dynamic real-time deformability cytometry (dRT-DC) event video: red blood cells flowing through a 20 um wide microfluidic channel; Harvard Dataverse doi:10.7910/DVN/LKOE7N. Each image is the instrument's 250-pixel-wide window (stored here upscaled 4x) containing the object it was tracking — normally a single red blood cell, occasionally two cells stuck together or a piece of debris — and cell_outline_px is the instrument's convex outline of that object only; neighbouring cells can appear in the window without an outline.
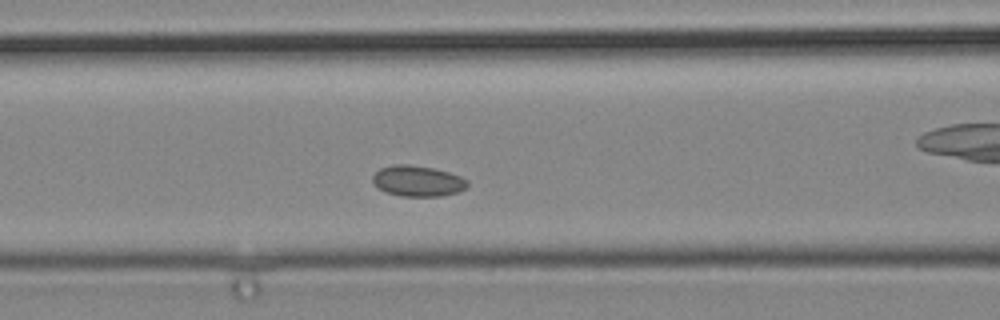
{"species": "common noctule bat (a hibernating species)", "species_latin": "Nyctalus noctula", "temperature_condition": "cold", "stored_images_in_passage": 37, "camera_frame_rate_fps": 3000, "um_per_image_px": 0.085, "animal": {"sex": "male", "body_mass_g": 19.2, "forearm_length_mm": 51.8}, "frame": {"image": 1, "passage_image": 11, "time_ms": 3.333, "image_size_px": [1000, 320], "cell_outline_px": [[468, 184], [464, 188], [456, 192], [440, 196], [400, 196], [376, 188], [372, 184], [372, 176], [380, 168], [396, 164], [408, 164], [432, 168], [448, 172], [460, 176], [468, 180]], "centroid_in_image_um": [35.45, 15.38], "position_along_channel_um": 131.1, "area_um2": 16.94}}
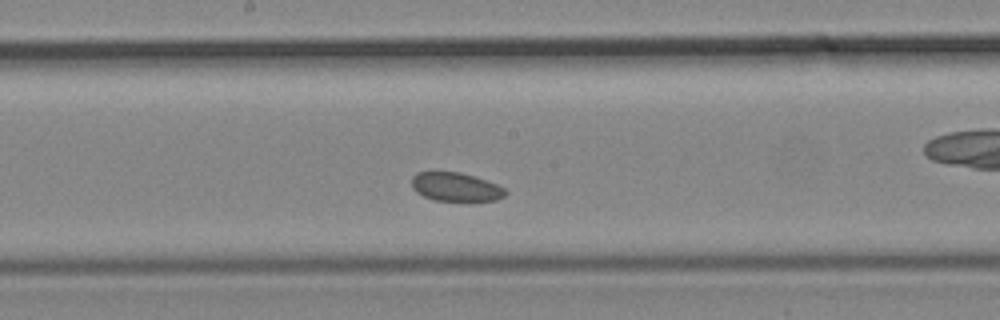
{"frame": {"image": 2, "passage_image": 16, "time_ms": 5.0, "image_size_px": [1000, 320], "cell_outline_px": [[508, 192], [504, 196], [496, 200], [472, 204], [436, 200], [424, 196], [416, 192], [412, 188], [412, 176], [416, 172], [460, 172], [496, 184], [504, 188]], "centroid_in_image_um": [38.76, 15.95], "position_along_channel_um": 209.4, "area_um2": 16.24}}